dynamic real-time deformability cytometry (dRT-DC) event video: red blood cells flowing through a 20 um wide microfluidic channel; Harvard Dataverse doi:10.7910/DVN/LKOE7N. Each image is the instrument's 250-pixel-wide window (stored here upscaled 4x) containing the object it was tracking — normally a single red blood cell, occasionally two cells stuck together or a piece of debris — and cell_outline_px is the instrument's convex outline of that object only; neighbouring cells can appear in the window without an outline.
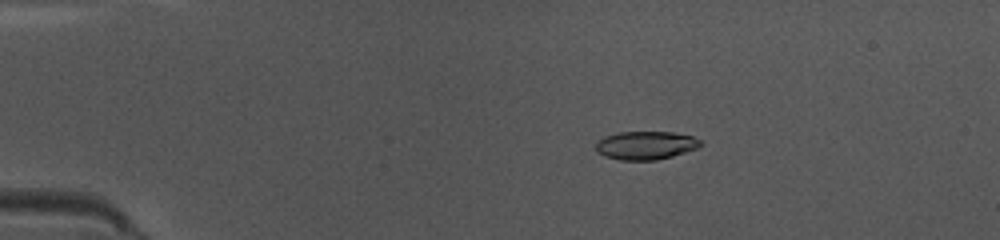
{"species": "common noctule bat (a hibernating species)", "species_latin": "Nyctalus noctula", "temperature_condition": "warm", "stored_images_in_passage": 50, "camera_frame_rate_fps": 3000, "um_per_image_px": 0.085, "animal": {"sex": "female", "body_mass_g": 10.0, "forearm_length_mm": 53.1}, "frame": {"image": 1, "passage_image": 10, "time_ms": 3.0, "image_size_px": [1000, 240], "cell_outline_px": [[704, 144], [696, 148], [672, 156], [656, 160], [620, 160], [604, 156], [596, 152], [596, 140], [604, 136], [620, 132], [672, 132], [692, 136], [700, 140]], "centroid_in_image_um": [54.85, 12.35], "position_along_channel_um": 30.2, "area_um2": 17.34}}
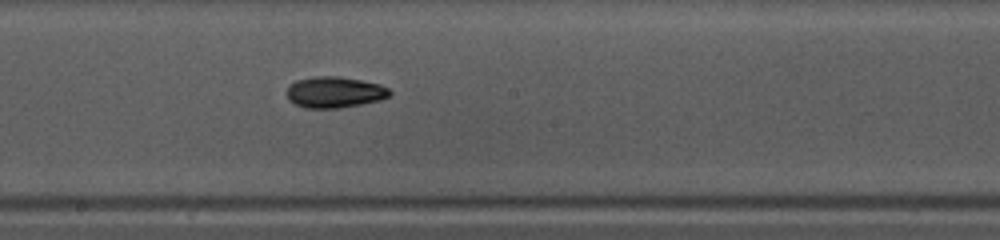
{"frame": {"image": 2, "passage_image": 28, "time_ms": 9.0, "image_size_px": [1000, 240], "cell_outline_px": [[392, 92], [388, 96], [380, 100], [340, 108], [304, 108], [288, 100], [288, 84], [296, 80], [316, 76], [340, 76], [380, 84], [388, 88]], "centroid_in_image_um": [28.43, 7.83], "position_along_channel_um": 219.8, "area_um2": 18.67}}
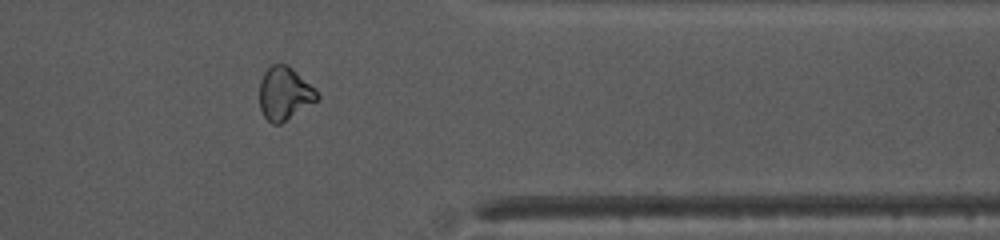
{"frame": {"image": 3, "passage_image": 41, "time_ms": 13.333, "image_size_px": [1000, 240], "cell_outline_px": [[320, 100], [280, 124], [272, 124], [264, 116], [260, 108], [260, 80], [264, 72], [272, 64], [284, 64], [292, 68], [316, 88], [320, 96]], "centroid_in_image_um": [24.22, 7.96], "position_along_channel_um": 387.2, "area_um2": 18.03}, "authors_computed_cell_mechanics": {"area_um2": 17.8891, "velocity_mm_per_s": 4.0698, "shape_relaxation_time_tau1_ms": 3.8733, "shape_relaxation_time_tau2_ms": 4.3378, "deformation_change_tau1": 0.1458, "deformation_change_tau2": 0.0966}}